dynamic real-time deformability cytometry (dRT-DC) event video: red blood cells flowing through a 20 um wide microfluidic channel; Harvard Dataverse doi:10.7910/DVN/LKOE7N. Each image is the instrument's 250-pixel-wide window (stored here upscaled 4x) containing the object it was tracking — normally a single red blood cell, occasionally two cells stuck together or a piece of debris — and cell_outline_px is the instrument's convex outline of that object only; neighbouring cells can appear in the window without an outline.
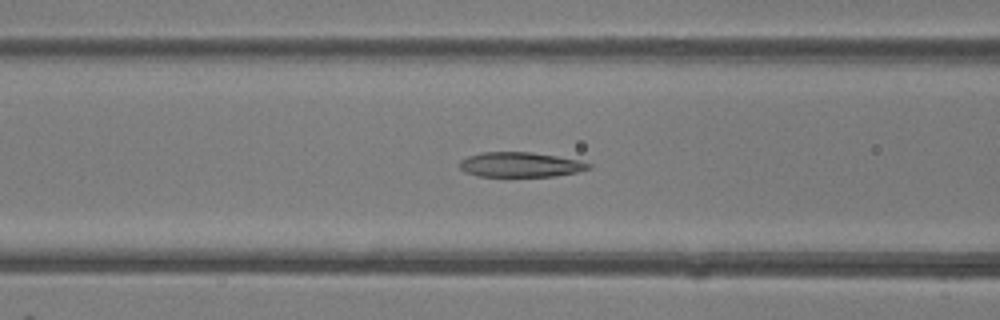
{"species": "common noctule bat (a hibernating species)", "species_latin": "Nyctalus noctula", "temperature_condition": "room temperature", "stored_images_in_passage": 48, "camera_frame_rate_fps": 3000, "um_per_image_px": 0.085, "animal": {"sex": "female"}, "frame": {"image": 1, "passage_image": 19, "time_ms": 6.0, "image_size_px": [1000, 320], "cell_outline_px": [[592, 168], [576, 172], [556, 176], [476, 176], [464, 172], [460, 168], [460, 160], [468, 156], [484, 152], [532, 152], [580, 160], [592, 164]], "centroid_in_image_um": [44.24, 13.99], "position_along_channel_um": 122.4, "area_um2": 18.73}}
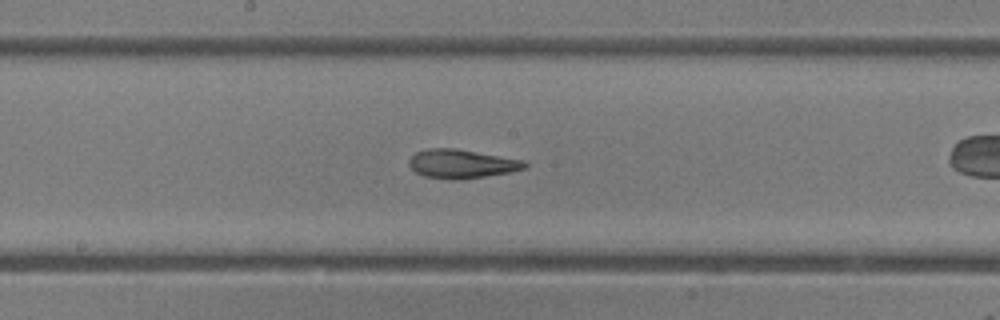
{"frame": {"image": 2, "passage_image": 25, "time_ms": 8.0, "image_size_px": [1000, 320], "cell_outline_px": [[528, 164], [524, 168], [512, 172], [456, 180], [452, 180], [424, 176], [416, 172], [408, 164], [408, 160], [416, 152], [428, 148], [456, 148], [524, 160]], "centroid_in_image_um": [39.23, 13.92], "position_along_channel_um": 209.0, "area_um2": 19.42}}
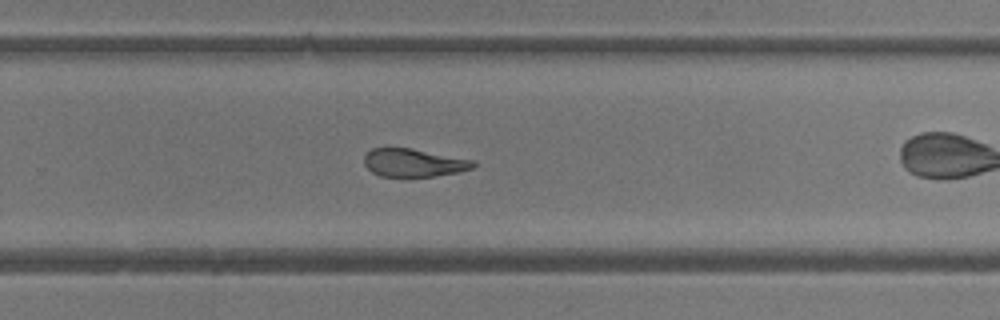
{"frame": {"image": 3, "passage_image": 31, "time_ms": 10.0, "image_size_px": [1000, 320], "cell_outline_px": [[476, 164], [472, 168], [460, 172], [404, 180], [380, 176], [372, 172], [364, 164], [364, 156], [372, 148], [388, 144], [412, 148], [476, 160]], "centroid_in_image_um": [35.1, 13.83], "position_along_channel_um": 294.7, "area_um2": 19.19}, "authors_computed_cell_mechanics": {"area_um2": 20.4612, "velocity_mm_per_s": 4.3247, "shape_relaxation_time_tau1_ms": null, "shape_relaxation_time_tau2_ms": 2.6165, "deformation_change_tau1": null, "deformation_change_tau2": 0.1075}}